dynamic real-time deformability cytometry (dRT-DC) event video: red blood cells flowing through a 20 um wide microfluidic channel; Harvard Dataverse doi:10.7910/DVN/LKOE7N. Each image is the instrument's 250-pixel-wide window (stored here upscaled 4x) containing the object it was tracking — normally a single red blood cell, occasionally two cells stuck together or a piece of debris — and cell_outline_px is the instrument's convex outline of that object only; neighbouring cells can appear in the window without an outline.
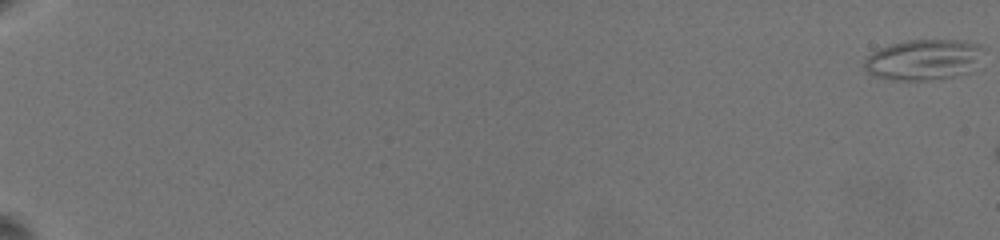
{"species": "common noctule bat (a hibernating species)", "species_latin": "Nyctalus noctula", "temperature_condition": "warm", "stored_images_in_passage": 19, "camera_frame_rate_fps": 3000, "um_per_image_px": 0.085, "animal": {"sex": "female", "body_mass_g": 19.5, "forearm_length_mm": 54.1}, "frame": {"image": 1, "passage_image": 1, "time_ms": 0.0, "image_size_px": [1000, 240], "cell_outline_px": [[984, 48], [968, 72], [952, 76], [928, 80], [892, 80], [876, 76], [868, 72], [864, 68], [864, 60], [872, 52], [880, 48], [892, 44], [908, 40], [956, 40], [976, 44]], "centroid_in_image_um": [78.42, 5.07], "position_along_channel_um": 6.6, "area_um2": 27.57}}
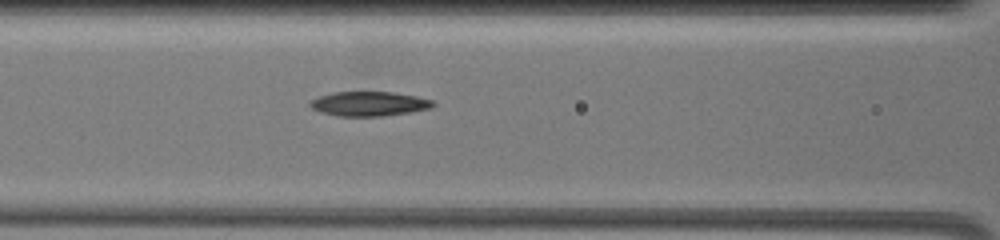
{"frame": {"image": 2, "passage_image": 15, "time_ms": 10.667, "image_size_px": [1000, 240], "cell_outline_px": [[436, 104], [432, 108], [384, 116], [340, 116], [320, 112], [312, 108], [308, 104], [312, 100], [320, 96], [332, 92], [392, 92], [416, 96], [432, 100]], "centroid_in_image_um": [31.38, 8.82], "position_along_channel_um": 135.2, "area_um2": 17.46}}
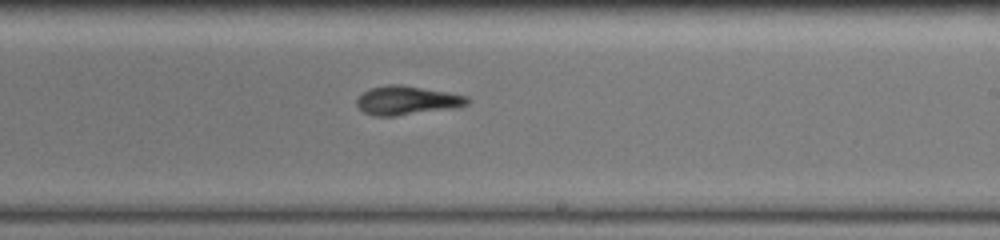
{"frame": {"image": 3, "passage_image": 19, "time_ms": 14.0, "image_size_px": [1000, 240], "cell_outline_px": [[472, 100], [468, 104], [460, 108], [392, 116], [376, 116], [364, 112], [356, 104], [356, 100], [364, 92], [372, 88], [388, 84], [400, 84], [448, 92], [468, 96]], "centroid_in_image_um": [34.67, 8.54], "position_along_channel_um": 254.3, "area_um2": 18.73}}